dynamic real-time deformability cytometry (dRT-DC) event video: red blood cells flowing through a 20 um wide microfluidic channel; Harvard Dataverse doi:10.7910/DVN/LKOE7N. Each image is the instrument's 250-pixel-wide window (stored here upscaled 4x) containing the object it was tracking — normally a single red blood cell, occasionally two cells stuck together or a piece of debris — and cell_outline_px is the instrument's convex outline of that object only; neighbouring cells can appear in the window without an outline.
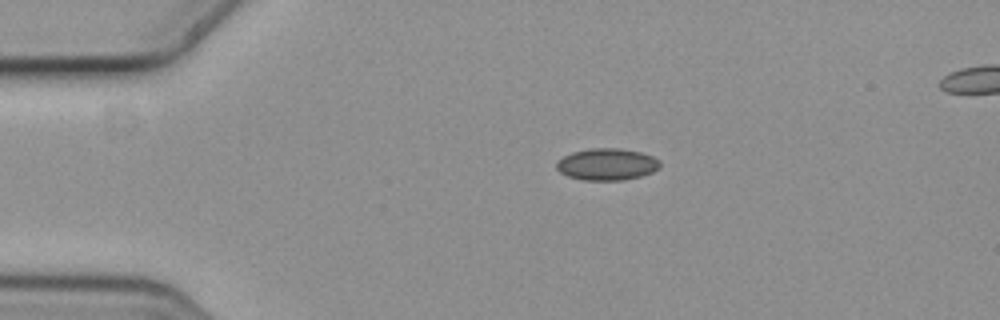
{"species": "common noctule bat (a hibernating species)", "species_latin": "Nyctalus noctula", "temperature_condition": "cold", "stored_images_in_passage": 3, "camera_frame_rate_fps": 3000, "um_per_image_px": 0.085, "animal": {"sex": "female", "body_mass_g": 19.3, "forearm_length_mm": 54.1}, "frame": {"image": 1, "passage_image": 1, "time_ms": 0.0, "image_size_px": [1000, 320], "cell_outline_px": [[660, 168], [652, 172], [640, 176], [624, 180], [584, 180], [568, 176], [560, 172], [556, 168], [556, 160], [572, 152], [588, 148], [620, 148], [640, 152], [652, 156], [660, 160]], "centroid_in_image_um": [51.58, 13.96], "position_along_channel_um": 33.4, "area_um2": 19.31}}